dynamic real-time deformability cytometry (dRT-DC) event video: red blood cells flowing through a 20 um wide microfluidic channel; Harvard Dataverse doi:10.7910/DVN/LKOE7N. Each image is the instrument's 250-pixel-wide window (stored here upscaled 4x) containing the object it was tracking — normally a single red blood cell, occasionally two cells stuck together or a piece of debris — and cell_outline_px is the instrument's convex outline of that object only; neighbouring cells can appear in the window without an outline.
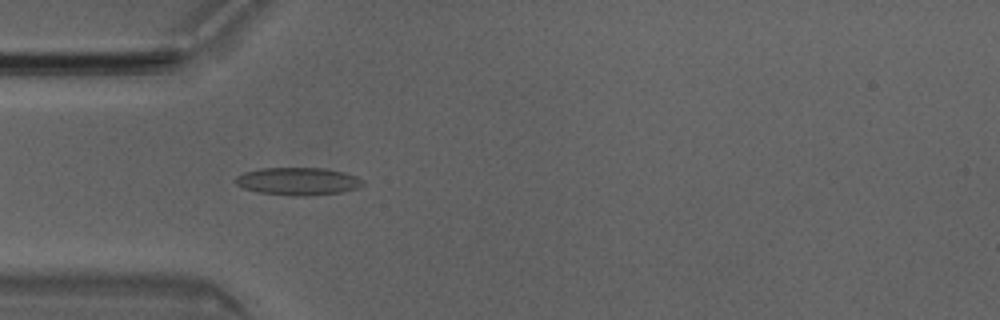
{"species": "Egyptian fruit bat (a non-hibernating species)", "species_latin": "Rousettus aegyptiacus", "temperature_condition": "room temperature", "stored_images_in_passage": 49, "camera_frame_rate_fps": 3000, "um_per_image_px": 0.085, "animal": {"sex": "male"}, "frame": {"image": 1, "passage_image": 13, "time_ms": 4.0, "image_size_px": [1000, 320], "cell_outline_px": [[364, 184], [356, 188], [344, 192], [312, 196], [292, 196], [256, 192], [244, 188], [236, 184], [232, 180], [236, 176], [244, 172], [260, 168], [324, 168], [344, 172], [356, 176], [364, 180]], "centroid_in_image_um": [25.31, 15.42], "position_along_channel_um": 59.7, "area_um2": 20.87}}
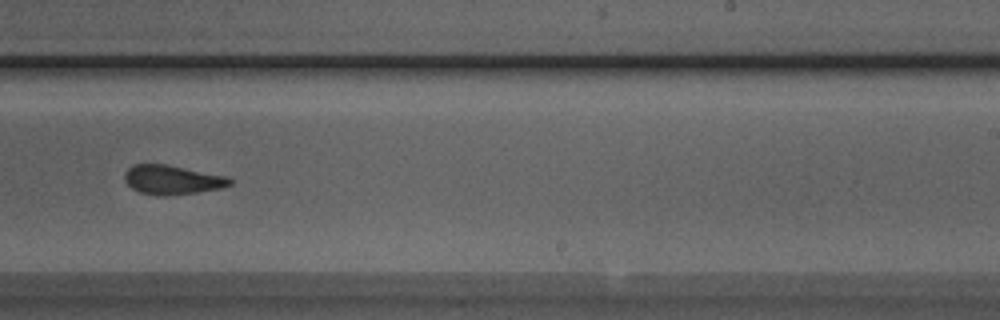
{"frame": {"image": 2, "passage_image": 29, "time_ms": 9.333, "image_size_px": [1000, 320], "cell_outline_px": [[232, 184], [220, 188], [196, 192], [164, 196], [140, 192], [132, 188], [124, 180], [124, 172], [132, 164], [164, 164], [228, 176], [232, 180]], "centroid_in_image_um": [14.62, 15.27], "position_along_channel_um": 274.4, "area_um2": 17.8}}
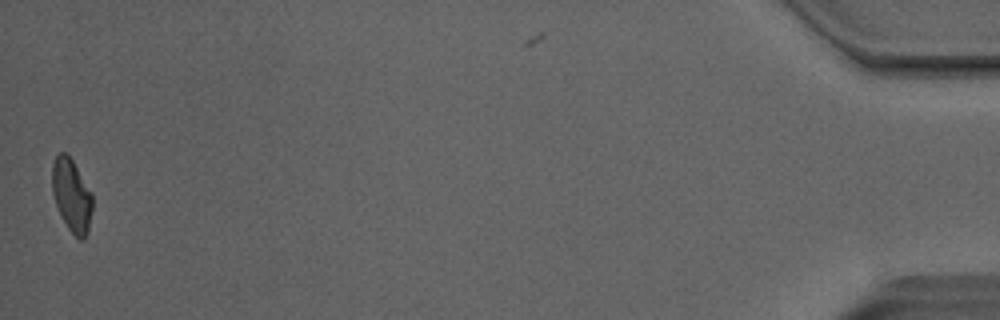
{"frame": {"image": 3, "passage_image": 48, "time_ms": 15.667, "image_size_px": [1000, 320], "cell_outline_px": [[92, 212], [88, 232], [84, 240], [80, 240], [68, 228], [60, 216], [52, 192], [52, 164], [56, 156], [60, 152], [64, 152], [72, 160], [92, 192]], "centroid_in_image_um": [6.1, 16.63], "position_along_channel_um": 429.1, "area_um2": 17.17}, "authors_computed_cell_mechanics": {"area_um2": 18.7272, "velocity_mm_per_s": 4.0617, "shape_relaxation_time_tau1_ms": 10.1318, "shape_relaxation_time_tau2_ms": 2.3159, "deformation_change_tau1": 0.1618, "deformation_change_tau2": 0.11}}